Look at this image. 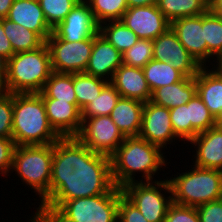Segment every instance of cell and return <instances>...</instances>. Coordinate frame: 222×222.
<instances>
[{
    "instance_id": "cell-44",
    "label": "cell",
    "mask_w": 222,
    "mask_h": 222,
    "mask_svg": "<svg viewBox=\"0 0 222 222\" xmlns=\"http://www.w3.org/2000/svg\"><path fill=\"white\" fill-rule=\"evenodd\" d=\"M158 0H127L128 8L139 7V6H150L157 4Z\"/></svg>"
},
{
    "instance_id": "cell-50",
    "label": "cell",
    "mask_w": 222,
    "mask_h": 222,
    "mask_svg": "<svg viewBox=\"0 0 222 222\" xmlns=\"http://www.w3.org/2000/svg\"><path fill=\"white\" fill-rule=\"evenodd\" d=\"M217 63V64H216ZM220 73H222V54L216 59L213 65Z\"/></svg>"
},
{
    "instance_id": "cell-36",
    "label": "cell",
    "mask_w": 222,
    "mask_h": 222,
    "mask_svg": "<svg viewBox=\"0 0 222 222\" xmlns=\"http://www.w3.org/2000/svg\"><path fill=\"white\" fill-rule=\"evenodd\" d=\"M170 120L175 135L181 139L178 142L184 141V144H189L188 142L198 134L189 121L187 104L170 109Z\"/></svg>"
},
{
    "instance_id": "cell-32",
    "label": "cell",
    "mask_w": 222,
    "mask_h": 222,
    "mask_svg": "<svg viewBox=\"0 0 222 222\" xmlns=\"http://www.w3.org/2000/svg\"><path fill=\"white\" fill-rule=\"evenodd\" d=\"M100 25L107 21L121 20L128 9L127 0H85Z\"/></svg>"
},
{
    "instance_id": "cell-20",
    "label": "cell",
    "mask_w": 222,
    "mask_h": 222,
    "mask_svg": "<svg viewBox=\"0 0 222 222\" xmlns=\"http://www.w3.org/2000/svg\"><path fill=\"white\" fill-rule=\"evenodd\" d=\"M110 83L121 97L137 99L144 103L151 99L152 92L142 68L122 64L115 71Z\"/></svg>"
},
{
    "instance_id": "cell-40",
    "label": "cell",
    "mask_w": 222,
    "mask_h": 222,
    "mask_svg": "<svg viewBox=\"0 0 222 222\" xmlns=\"http://www.w3.org/2000/svg\"><path fill=\"white\" fill-rule=\"evenodd\" d=\"M14 148L12 137H0V174L5 178L9 176L12 169Z\"/></svg>"
},
{
    "instance_id": "cell-5",
    "label": "cell",
    "mask_w": 222,
    "mask_h": 222,
    "mask_svg": "<svg viewBox=\"0 0 222 222\" xmlns=\"http://www.w3.org/2000/svg\"><path fill=\"white\" fill-rule=\"evenodd\" d=\"M53 144L20 145L13 151L12 169L10 173L20 178L24 186L30 187L39 196L42 204L50 196V180L52 174Z\"/></svg>"
},
{
    "instance_id": "cell-46",
    "label": "cell",
    "mask_w": 222,
    "mask_h": 222,
    "mask_svg": "<svg viewBox=\"0 0 222 222\" xmlns=\"http://www.w3.org/2000/svg\"><path fill=\"white\" fill-rule=\"evenodd\" d=\"M33 213L27 222H47L45 212L40 208H36V212L34 211Z\"/></svg>"
},
{
    "instance_id": "cell-12",
    "label": "cell",
    "mask_w": 222,
    "mask_h": 222,
    "mask_svg": "<svg viewBox=\"0 0 222 222\" xmlns=\"http://www.w3.org/2000/svg\"><path fill=\"white\" fill-rule=\"evenodd\" d=\"M140 138L161 147L163 150L168 145L179 139L173 129L170 120V109L158 106L151 101L144 103Z\"/></svg>"
},
{
    "instance_id": "cell-10",
    "label": "cell",
    "mask_w": 222,
    "mask_h": 222,
    "mask_svg": "<svg viewBox=\"0 0 222 222\" xmlns=\"http://www.w3.org/2000/svg\"><path fill=\"white\" fill-rule=\"evenodd\" d=\"M46 44L50 51L53 72H85L93 48V39L68 42L51 33Z\"/></svg>"
},
{
    "instance_id": "cell-41",
    "label": "cell",
    "mask_w": 222,
    "mask_h": 222,
    "mask_svg": "<svg viewBox=\"0 0 222 222\" xmlns=\"http://www.w3.org/2000/svg\"><path fill=\"white\" fill-rule=\"evenodd\" d=\"M200 222H222V199L196 207Z\"/></svg>"
},
{
    "instance_id": "cell-8",
    "label": "cell",
    "mask_w": 222,
    "mask_h": 222,
    "mask_svg": "<svg viewBox=\"0 0 222 222\" xmlns=\"http://www.w3.org/2000/svg\"><path fill=\"white\" fill-rule=\"evenodd\" d=\"M168 179L166 177L164 180L158 179L159 181L133 182L121 189L123 195L138 208L147 221L165 222L168 208L173 203Z\"/></svg>"
},
{
    "instance_id": "cell-43",
    "label": "cell",
    "mask_w": 222,
    "mask_h": 222,
    "mask_svg": "<svg viewBox=\"0 0 222 222\" xmlns=\"http://www.w3.org/2000/svg\"><path fill=\"white\" fill-rule=\"evenodd\" d=\"M7 78V59L0 54V90L4 87Z\"/></svg>"
},
{
    "instance_id": "cell-30",
    "label": "cell",
    "mask_w": 222,
    "mask_h": 222,
    "mask_svg": "<svg viewBox=\"0 0 222 222\" xmlns=\"http://www.w3.org/2000/svg\"><path fill=\"white\" fill-rule=\"evenodd\" d=\"M156 5L170 23L179 18L196 16L207 11L199 0H158Z\"/></svg>"
},
{
    "instance_id": "cell-16",
    "label": "cell",
    "mask_w": 222,
    "mask_h": 222,
    "mask_svg": "<svg viewBox=\"0 0 222 222\" xmlns=\"http://www.w3.org/2000/svg\"><path fill=\"white\" fill-rule=\"evenodd\" d=\"M122 64V53L98 32L93 39L85 73L111 82L115 71Z\"/></svg>"
},
{
    "instance_id": "cell-28",
    "label": "cell",
    "mask_w": 222,
    "mask_h": 222,
    "mask_svg": "<svg viewBox=\"0 0 222 222\" xmlns=\"http://www.w3.org/2000/svg\"><path fill=\"white\" fill-rule=\"evenodd\" d=\"M99 33L120 53L130 49L139 39L121 20L107 21L100 24Z\"/></svg>"
},
{
    "instance_id": "cell-7",
    "label": "cell",
    "mask_w": 222,
    "mask_h": 222,
    "mask_svg": "<svg viewBox=\"0 0 222 222\" xmlns=\"http://www.w3.org/2000/svg\"><path fill=\"white\" fill-rule=\"evenodd\" d=\"M122 195V189L115 186L107 194L63 201L45 216L47 222H118Z\"/></svg>"
},
{
    "instance_id": "cell-22",
    "label": "cell",
    "mask_w": 222,
    "mask_h": 222,
    "mask_svg": "<svg viewBox=\"0 0 222 222\" xmlns=\"http://www.w3.org/2000/svg\"><path fill=\"white\" fill-rule=\"evenodd\" d=\"M143 108L144 102L140 100L120 97L110 117L125 137L138 136Z\"/></svg>"
},
{
    "instance_id": "cell-24",
    "label": "cell",
    "mask_w": 222,
    "mask_h": 222,
    "mask_svg": "<svg viewBox=\"0 0 222 222\" xmlns=\"http://www.w3.org/2000/svg\"><path fill=\"white\" fill-rule=\"evenodd\" d=\"M3 28L6 37L11 42L14 53L31 51L45 43L36 32L28 30L7 18H3Z\"/></svg>"
},
{
    "instance_id": "cell-18",
    "label": "cell",
    "mask_w": 222,
    "mask_h": 222,
    "mask_svg": "<svg viewBox=\"0 0 222 222\" xmlns=\"http://www.w3.org/2000/svg\"><path fill=\"white\" fill-rule=\"evenodd\" d=\"M194 146V166L222 170V129L212 127L198 133L191 141ZM196 150V151H195ZM195 159V161H194Z\"/></svg>"
},
{
    "instance_id": "cell-6",
    "label": "cell",
    "mask_w": 222,
    "mask_h": 222,
    "mask_svg": "<svg viewBox=\"0 0 222 222\" xmlns=\"http://www.w3.org/2000/svg\"><path fill=\"white\" fill-rule=\"evenodd\" d=\"M179 174V176H178ZM172 201L182 206L198 207L222 199V172L216 169L200 168L178 173L168 180Z\"/></svg>"
},
{
    "instance_id": "cell-19",
    "label": "cell",
    "mask_w": 222,
    "mask_h": 222,
    "mask_svg": "<svg viewBox=\"0 0 222 222\" xmlns=\"http://www.w3.org/2000/svg\"><path fill=\"white\" fill-rule=\"evenodd\" d=\"M6 18L36 32L45 42L53 30L45 19L39 0H14Z\"/></svg>"
},
{
    "instance_id": "cell-23",
    "label": "cell",
    "mask_w": 222,
    "mask_h": 222,
    "mask_svg": "<svg viewBox=\"0 0 222 222\" xmlns=\"http://www.w3.org/2000/svg\"><path fill=\"white\" fill-rule=\"evenodd\" d=\"M195 94V77H185L182 81L152 91L150 101L158 106L172 109L187 104Z\"/></svg>"
},
{
    "instance_id": "cell-34",
    "label": "cell",
    "mask_w": 222,
    "mask_h": 222,
    "mask_svg": "<svg viewBox=\"0 0 222 222\" xmlns=\"http://www.w3.org/2000/svg\"><path fill=\"white\" fill-rule=\"evenodd\" d=\"M153 59V40L139 38L137 42L124 53L122 63L127 66L143 68Z\"/></svg>"
},
{
    "instance_id": "cell-47",
    "label": "cell",
    "mask_w": 222,
    "mask_h": 222,
    "mask_svg": "<svg viewBox=\"0 0 222 222\" xmlns=\"http://www.w3.org/2000/svg\"><path fill=\"white\" fill-rule=\"evenodd\" d=\"M217 17L222 19V0H216L213 7L210 9Z\"/></svg>"
},
{
    "instance_id": "cell-31",
    "label": "cell",
    "mask_w": 222,
    "mask_h": 222,
    "mask_svg": "<svg viewBox=\"0 0 222 222\" xmlns=\"http://www.w3.org/2000/svg\"><path fill=\"white\" fill-rule=\"evenodd\" d=\"M121 95L109 82L89 104L81 110L82 120L96 116H110Z\"/></svg>"
},
{
    "instance_id": "cell-27",
    "label": "cell",
    "mask_w": 222,
    "mask_h": 222,
    "mask_svg": "<svg viewBox=\"0 0 222 222\" xmlns=\"http://www.w3.org/2000/svg\"><path fill=\"white\" fill-rule=\"evenodd\" d=\"M202 28H204V39L207 43V62L210 63L209 66H213V62H216L222 54V19L211 10H207L202 14ZM211 58L215 61H211Z\"/></svg>"
},
{
    "instance_id": "cell-49",
    "label": "cell",
    "mask_w": 222,
    "mask_h": 222,
    "mask_svg": "<svg viewBox=\"0 0 222 222\" xmlns=\"http://www.w3.org/2000/svg\"><path fill=\"white\" fill-rule=\"evenodd\" d=\"M207 10H210L216 0H199Z\"/></svg>"
},
{
    "instance_id": "cell-1",
    "label": "cell",
    "mask_w": 222,
    "mask_h": 222,
    "mask_svg": "<svg viewBox=\"0 0 222 222\" xmlns=\"http://www.w3.org/2000/svg\"><path fill=\"white\" fill-rule=\"evenodd\" d=\"M114 187L110 157L76 137H60L53 144L50 196L38 208L52 212L63 201L107 194Z\"/></svg>"
},
{
    "instance_id": "cell-9",
    "label": "cell",
    "mask_w": 222,
    "mask_h": 222,
    "mask_svg": "<svg viewBox=\"0 0 222 222\" xmlns=\"http://www.w3.org/2000/svg\"><path fill=\"white\" fill-rule=\"evenodd\" d=\"M93 152L111 157L124 141L125 136L110 116H96L82 120L75 136Z\"/></svg>"
},
{
    "instance_id": "cell-33",
    "label": "cell",
    "mask_w": 222,
    "mask_h": 222,
    "mask_svg": "<svg viewBox=\"0 0 222 222\" xmlns=\"http://www.w3.org/2000/svg\"><path fill=\"white\" fill-rule=\"evenodd\" d=\"M189 121L198 132H204L215 126L214 116L209 112L197 93L187 102Z\"/></svg>"
},
{
    "instance_id": "cell-48",
    "label": "cell",
    "mask_w": 222,
    "mask_h": 222,
    "mask_svg": "<svg viewBox=\"0 0 222 222\" xmlns=\"http://www.w3.org/2000/svg\"><path fill=\"white\" fill-rule=\"evenodd\" d=\"M215 127L222 129V110L215 116Z\"/></svg>"
},
{
    "instance_id": "cell-2",
    "label": "cell",
    "mask_w": 222,
    "mask_h": 222,
    "mask_svg": "<svg viewBox=\"0 0 222 222\" xmlns=\"http://www.w3.org/2000/svg\"><path fill=\"white\" fill-rule=\"evenodd\" d=\"M157 145L148 142L139 136L125 137L111 158L112 179L116 187L123 188L133 182L157 181L162 167L166 168L168 159L166 152ZM166 160V161H165ZM139 172V173H138ZM136 173L142 174L136 180ZM144 179V180H143ZM154 179V180H153Z\"/></svg>"
},
{
    "instance_id": "cell-37",
    "label": "cell",
    "mask_w": 222,
    "mask_h": 222,
    "mask_svg": "<svg viewBox=\"0 0 222 222\" xmlns=\"http://www.w3.org/2000/svg\"><path fill=\"white\" fill-rule=\"evenodd\" d=\"M13 94L0 90V137H12Z\"/></svg>"
},
{
    "instance_id": "cell-21",
    "label": "cell",
    "mask_w": 222,
    "mask_h": 222,
    "mask_svg": "<svg viewBox=\"0 0 222 222\" xmlns=\"http://www.w3.org/2000/svg\"><path fill=\"white\" fill-rule=\"evenodd\" d=\"M209 67L202 66L195 76L196 93L215 118L222 110V73Z\"/></svg>"
},
{
    "instance_id": "cell-15",
    "label": "cell",
    "mask_w": 222,
    "mask_h": 222,
    "mask_svg": "<svg viewBox=\"0 0 222 222\" xmlns=\"http://www.w3.org/2000/svg\"><path fill=\"white\" fill-rule=\"evenodd\" d=\"M170 28L197 62L201 66H208L202 14L176 19L170 23Z\"/></svg>"
},
{
    "instance_id": "cell-42",
    "label": "cell",
    "mask_w": 222,
    "mask_h": 222,
    "mask_svg": "<svg viewBox=\"0 0 222 222\" xmlns=\"http://www.w3.org/2000/svg\"><path fill=\"white\" fill-rule=\"evenodd\" d=\"M0 54L7 60L15 54L13 52L11 42L4 33L3 18H0Z\"/></svg>"
},
{
    "instance_id": "cell-39",
    "label": "cell",
    "mask_w": 222,
    "mask_h": 222,
    "mask_svg": "<svg viewBox=\"0 0 222 222\" xmlns=\"http://www.w3.org/2000/svg\"><path fill=\"white\" fill-rule=\"evenodd\" d=\"M118 222H149L124 195L119 199Z\"/></svg>"
},
{
    "instance_id": "cell-38",
    "label": "cell",
    "mask_w": 222,
    "mask_h": 222,
    "mask_svg": "<svg viewBox=\"0 0 222 222\" xmlns=\"http://www.w3.org/2000/svg\"><path fill=\"white\" fill-rule=\"evenodd\" d=\"M165 222H200L196 207L172 203L167 211Z\"/></svg>"
},
{
    "instance_id": "cell-4",
    "label": "cell",
    "mask_w": 222,
    "mask_h": 222,
    "mask_svg": "<svg viewBox=\"0 0 222 222\" xmlns=\"http://www.w3.org/2000/svg\"><path fill=\"white\" fill-rule=\"evenodd\" d=\"M46 42L37 49L15 53L7 60V78L1 89L8 93H40L52 73Z\"/></svg>"
},
{
    "instance_id": "cell-14",
    "label": "cell",
    "mask_w": 222,
    "mask_h": 222,
    "mask_svg": "<svg viewBox=\"0 0 222 222\" xmlns=\"http://www.w3.org/2000/svg\"><path fill=\"white\" fill-rule=\"evenodd\" d=\"M121 21L141 39L154 40L170 28V22L156 4L128 8Z\"/></svg>"
},
{
    "instance_id": "cell-35",
    "label": "cell",
    "mask_w": 222,
    "mask_h": 222,
    "mask_svg": "<svg viewBox=\"0 0 222 222\" xmlns=\"http://www.w3.org/2000/svg\"><path fill=\"white\" fill-rule=\"evenodd\" d=\"M80 0H39L48 25L53 29L61 23Z\"/></svg>"
},
{
    "instance_id": "cell-17",
    "label": "cell",
    "mask_w": 222,
    "mask_h": 222,
    "mask_svg": "<svg viewBox=\"0 0 222 222\" xmlns=\"http://www.w3.org/2000/svg\"><path fill=\"white\" fill-rule=\"evenodd\" d=\"M50 126L60 137H75L81 127V109L77 103L43 99Z\"/></svg>"
},
{
    "instance_id": "cell-11",
    "label": "cell",
    "mask_w": 222,
    "mask_h": 222,
    "mask_svg": "<svg viewBox=\"0 0 222 222\" xmlns=\"http://www.w3.org/2000/svg\"><path fill=\"white\" fill-rule=\"evenodd\" d=\"M153 59L170 63L185 77H195L202 67L171 28L153 40Z\"/></svg>"
},
{
    "instance_id": "cell-26",
    "label": "cell",
    "mask_w": 222,
    "mask_h": 222,
    "mask_svg": "<svg viewBox=\"0 0 222 222\" xmlns=\"http://www.w3.org/2000/svg\"><path fill=\"white\" fill-rule=\"evenodd\" d=\"M40 94L42 99H58L63 102L77 103L73 73L52 72Z\"/></svg>"
},
{
    "instance_id": "cell-45",
    "label": "cell",
    "mask_w": 222,
    "mask_h": 222,
    "mask_svg": "<svg viewBox=\"0 0 222 222\" xmlns=\"http://www.w3.org/2000/svg\"><path fill=\"white\" fill-rule=\"evenodd\" d=\"M14 0H0V18H6Z\"/></svg>"
},
{
    "instance_id": "cell-29",
    "label": "cell",
    "mask_w": 222,
    "mask_h": 222,
    "mask_svg": "<svg viewBox=\"0 0 222 222\" xmlns=\"http://www.w3.org/2000/svg\"><path fill=\"white\" fill-rule=\"evenodd\" d=\"M108 83L104 79L94 77L85 72L73 73V86L78 107L82 110L100 94Z\"/></svg>"
},
{
    "instance_id": "cell-25",
    "label": "cell",
    "mask_w": 222,
    "mask_h": 222,
    "mask_svg": "<svg viewBox=\"0 0 222 222\" xmlns=\"http://www.w3.org/2000/svg\"><path fill=\"white\" fill-rule=\"evenodd\" d=\"M145 79L152 91L182 81L185 76L170 63L152 59L143 68Z\"/></svg>"
},
{
    "instance_id": "cell-3",
    "label": "cell",
    "mask_w": 222,
    "mask_h": 222,
    "mask_svg": "<svg viewBox=\"0 0 222 222\" xmlns=\"http://www.w3.org/2000/svg\"><path fill=\"white\" fill-rule=\"evenodd\" d=\"M59 138L49 124L40 93L13 94L12 139L15 146L54 144Z\"/></svg>"
},
{
    "instance_id": "cell-13",
    "label": "cell",
    "mask_w": 222,
    "mask_h": 222,
    "mask_svg": "<svg viewBox=\"0 0 222 222\" xmlns=\"http://www.w3.org/2000/svg\"><path fill=\"white\" fill-rule=\"evenodd\" d=\"M98 32L99 24L85 0H80L65 19L52 30L56 37L68 42L94 39Z\"/></svg>"
}]
</instances>
